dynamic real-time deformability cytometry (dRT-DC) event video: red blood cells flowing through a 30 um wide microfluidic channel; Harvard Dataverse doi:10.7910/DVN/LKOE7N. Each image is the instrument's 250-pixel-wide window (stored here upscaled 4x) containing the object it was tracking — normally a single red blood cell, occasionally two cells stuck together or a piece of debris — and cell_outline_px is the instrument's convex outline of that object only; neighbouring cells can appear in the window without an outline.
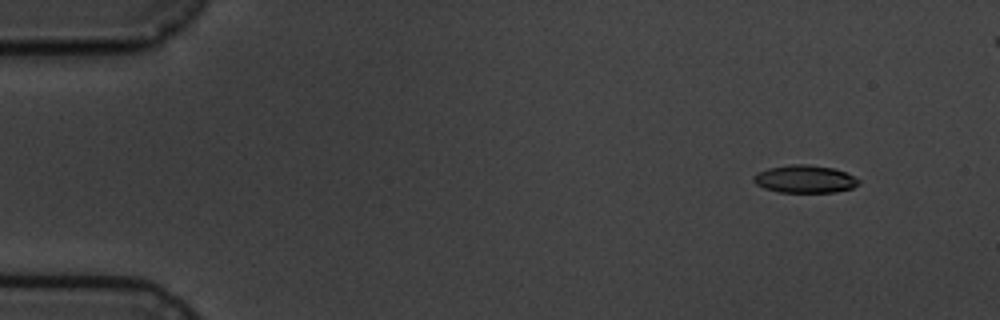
{"species": "common noctule bat (a hibernating species)", "species_latin": "Nyctalus noctula", "temperature_condition": "cold", "stored_images_in_passage": 6, "camera_frame_rate_fps": 3000, "um_per_image_px": 0.085, "animal": {"sex": "male", "body_mass_g": 19.5, "forearm_length_mm": 54.6}, "frame": {"image": 1, "passage_image": 2, "time_ms": 1.333, "image_size_px": [1000, 320], "cell_outline_px": [[860, 184], [852, 188], [836, 192], [780, 192], [764, 188], [756, 184], [752, 180], [752, 176], [756, 172], [768, 168], [792, 164], [808, 164], [832, 168], [844, 172], [860, 180]], "centroid_in_image_um": [68.38, 15.22], "position_along_channel_um": 16.6, "area_um2": 16.99}}